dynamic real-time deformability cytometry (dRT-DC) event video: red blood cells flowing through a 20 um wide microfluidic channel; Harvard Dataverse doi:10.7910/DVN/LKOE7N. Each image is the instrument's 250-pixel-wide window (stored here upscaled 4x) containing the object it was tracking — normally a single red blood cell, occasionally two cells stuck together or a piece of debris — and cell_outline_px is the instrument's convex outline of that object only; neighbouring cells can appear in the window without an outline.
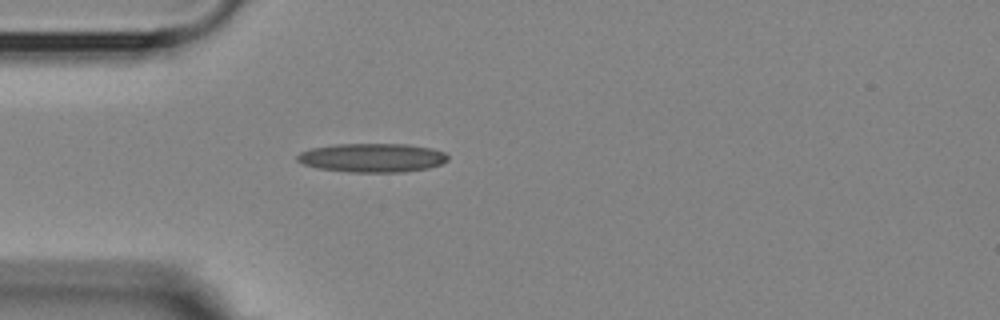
{"species": "Egyptian fruit bat (a non-hibernating species)", "species_latin": "Rousettus aegyptiacus", "temperature_condition": "room temperature", "stored_images_in_passage": 1, "camera_frame_rate_fps": 3000, "um_per_image_px": 0.085, "animal": {"sex": "female"}, "frame": {"image": 1, "passage_image": 1, "time_ms": 0.0, "image_size_px": [1000, 320], "cell_outline_px": [[448, 160], [440, 164], [428, 168], [404, 172], [348, 172], [316, 168], [304, 164], [296, 160], [296, 156], [300, 152], [312, 148], [336, 144], [408, 144], [432, 148], [444, 152], [448, 156]], "centroid_in_image_um": [31.63, 13.41], "position_along_channel_um": 53.4, "area_um2": 25.43}}